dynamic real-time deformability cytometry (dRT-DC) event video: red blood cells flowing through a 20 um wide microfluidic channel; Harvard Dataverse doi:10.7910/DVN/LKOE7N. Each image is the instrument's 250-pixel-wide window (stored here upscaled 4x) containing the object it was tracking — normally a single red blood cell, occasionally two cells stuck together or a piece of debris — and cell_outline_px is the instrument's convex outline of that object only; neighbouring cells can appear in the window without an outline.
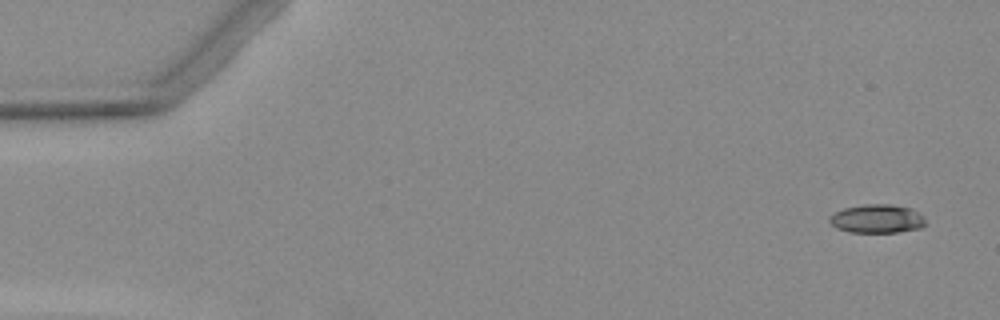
{"species": "Egyptian fruit bat (a non-hibernating species)", "species_latin": "Rousettus aegyptiacus", "temperature_condition": "warm", "stored_images_in_passage": 4, "camera_frame_rate_fps": 3000, "um_per_image_px": 0.085, "animal": {"sex": "female"}, "frame": {"image": 1, "passage_image": 1, "time_ms": 0.0, "image_size_px": [1000, 320], "cell_outline_px": [[924, 224], [920, 228], [896, 232], [852, 232], [836, 228], [828, 220], [836, 212], [844, 208], [864, 204], [888, 204], [912, 208], [924, 216]], "centroid_in_image_um": [74.56, 18.59], "position_along_channel_um": 10.4, "area_um2": 15.84}}